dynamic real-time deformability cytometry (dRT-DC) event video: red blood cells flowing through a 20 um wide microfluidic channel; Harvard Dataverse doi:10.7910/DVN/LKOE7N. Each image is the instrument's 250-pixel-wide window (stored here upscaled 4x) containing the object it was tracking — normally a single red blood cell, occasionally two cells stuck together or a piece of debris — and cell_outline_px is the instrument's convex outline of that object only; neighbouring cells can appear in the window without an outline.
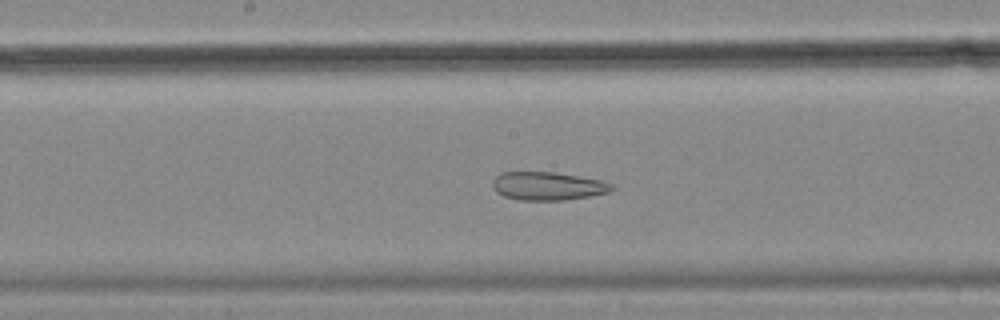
{"species": "common noctule bat (a hibernating species)", "species_latin": "Nyctalus noctula", "temperature_condition": "cold", "stored_images_in_passage": 57, "camera_frame_rate_fps": 3000, "um_per_image_px": 0.085, "animal": {"sex": "female", "body_mass_g": 18.4}, "frame": {"image": 1, "passage_image": 29, "time_ms": 9.333, "image_size_px": [1000, 320], "cell_outline_px": [[616, 188], [608, 192], [588, 196], [564, 200], [520, 200], [504, 196], [496, 192], [492, 184], [492, 180], [500, 172], [552, 172], [604, 180], [612, 184]], "centroid_in_image_um": [46.56, 15.81], "position_along_channel_um": 201.6, "area_um2": 19.65}}
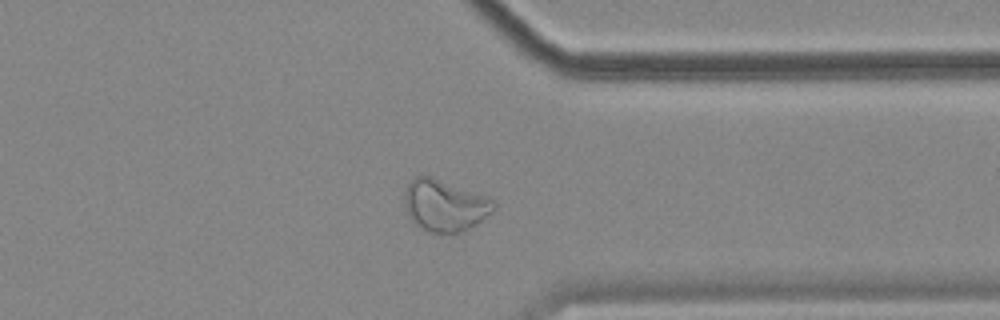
{"frame": {"image": 2, "passage_image": 44, "time_ms": 14.333, "image_size_px": [1000, 320], "cell_outline_px": [[496, 208], [492, 212], [476, 224], [468, 228], [456, 232], [428, 232], [416, 224], [408, 216], [404, 204], [404, 192], [408, 184], [416, 176], [432, 176], [488, 196], [496, 200]], "centroid_in_image_um": [37.82, 17.43], "position_along_channel_um": 373.6, "area_um2": 26.88}}
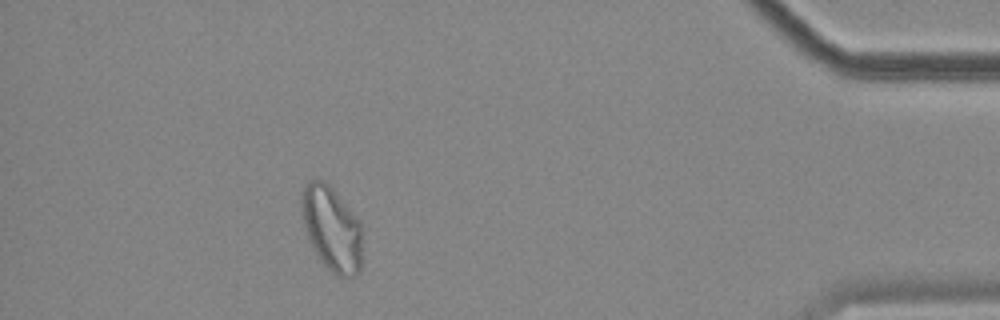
{"frame": {"image": 3, "passage_image": 51, "time_ms": 16.667, "image_size_px": [1000, 320], "cell_outline_px": [[360, 272], [356, 276], [344, 280], [336, 276], [320, 260], [312, 248], [304, 224], [300, 208], [300, 192], [308, 180], [316, 176], [324, 180], [336, 192], [360, 220]], "centroid_in_image_um": [28.16, 19.41], "position_along_channel_um": 407.0, "area_um2": 30.46}, "authors_computed_cell_mechanics": {"area_um2": 28.5532, "velocity_mm_per_s": 3.4839, "shape_relaxation_time_tau1_ms": null, "shape_relaxation_time_tau2_ms": 2.1746, "deformation_change_tau1": null, "deformation_change_tau2": 0.0886}}